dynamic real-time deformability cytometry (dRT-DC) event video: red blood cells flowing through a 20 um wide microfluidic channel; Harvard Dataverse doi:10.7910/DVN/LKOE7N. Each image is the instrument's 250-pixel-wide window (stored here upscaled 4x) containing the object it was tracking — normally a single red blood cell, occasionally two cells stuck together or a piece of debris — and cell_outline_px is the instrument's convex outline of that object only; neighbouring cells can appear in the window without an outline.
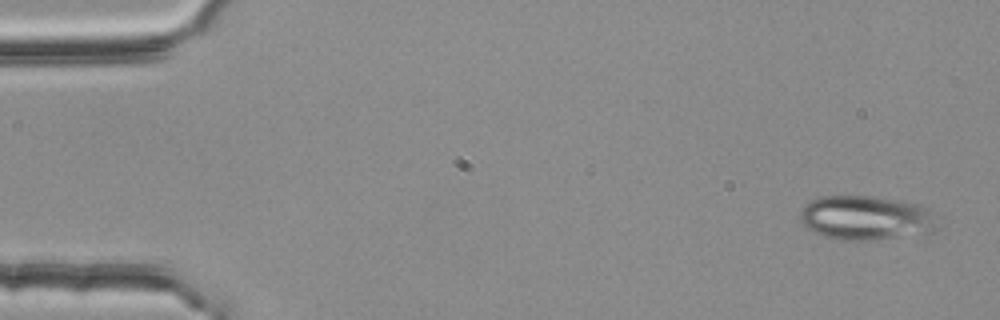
{"species": "common noctule bat (a hibernating species)", "species_latin": "Nyctalus noctula", "temperature_condition": "room temperature", "stored_images_in_passage": 52, "camera_frame_rate_fps": 3000, "um_per_image_px": 0.085, "animal": {"sex": "female", "body_mass_g": 25.1}, "frame": {"image": 1, "passage_image": 1, "time_ms": 0.0, "image_size_px": [1000, 320], "cell_outline_px": [[932, 232], [876, 240], [840, 240], [824, 236], [804, 228], [800, 220], [800, 212], [804, 204], [820, 196], [876, 196], [904, 200], [920, 204], [928, 208], [932, 228]], "centroid_in_image_um": [73.5, 18.5], "position_along_channel_um": 11.5, "area_um2": 35.37}}
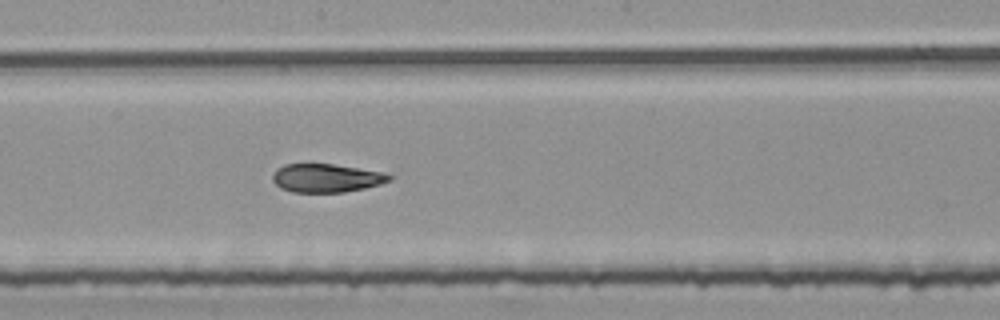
{"frame": {"image": 2, "passage_image": 28, "time_ms": 9.0, "image_size_px": [1000, 320], "cell_outline_px": [[396, 176], [392, 180], [380, 184], [364, 188], [344, 192], [292, 192], [280, 188], [272, 180], [272, 176], [276, 168], [284, 164], [332, 164], [380, 172]], "centroid_in_image_um": [27.72, 15.14], "position_along_channel_um": 220.5, "area_um2": 19.31}}
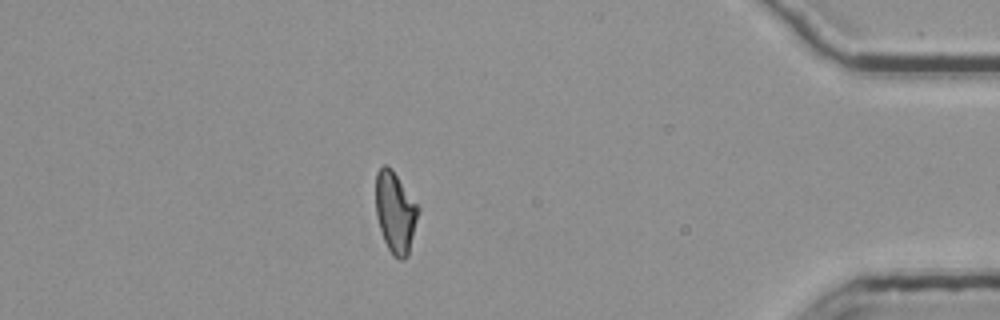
{"frame": {"image": 3, "passage_image": 46, "time_ms": 15.0, "image_size_px": [1000, 320], "cell_outline_px": [[420, 208], [408, 256], [404, 260], [400, 260], [392, 256], [384, 240], [376, 216], [376, 172], [384, 164], [388, 164], [392, 168]], "centroid_in_image_um": [33.6, 18.04], "position_along_channel_um": 401.6, "area_um2": 20.23}, "authors_computed_cell_mechanics": {"area_um2": 20.6057, "velocity_mm_per_s": 3.7799, "shape_relaxation_time_tau1_ms": 10.736, "shape_relaxation_time_tau2_ms": 3.3641, "deformation_change_tau1": 0.2579, "deformation_change_tau2": 0.0597}}